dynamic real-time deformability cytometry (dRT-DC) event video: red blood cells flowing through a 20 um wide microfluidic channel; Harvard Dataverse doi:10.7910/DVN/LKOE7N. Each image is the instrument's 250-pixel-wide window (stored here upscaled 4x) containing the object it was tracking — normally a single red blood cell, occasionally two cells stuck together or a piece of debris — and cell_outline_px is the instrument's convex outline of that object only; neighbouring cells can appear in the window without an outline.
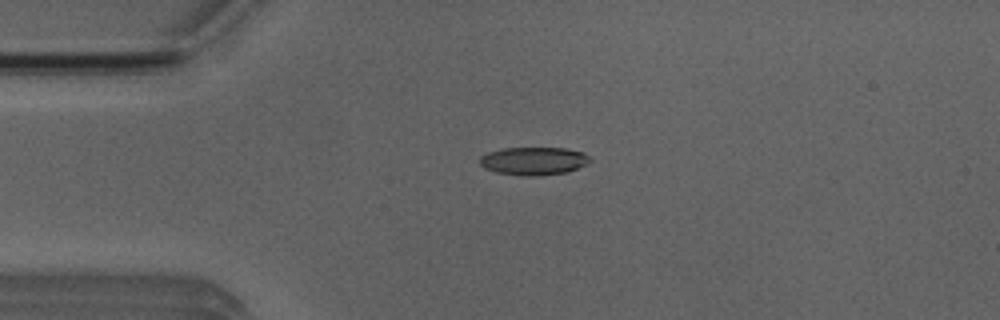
{"species": "Egyptian fruit bat (a non-hibernating species)", "species_latin": "Rousettus aegyptiacus", "temperature_condition": "room temperature", "stored_images_in_passage": 4, "camera_frame_rate_fps": 3000, "um_per_image_px": 0.085, "animal": {"sex": "male"}, "frame": {"image": 1, "passage_image": 3, "time_ms": 2.333, "image_size_px": [1000, 320], "cell_outline_px": [[592, 160], [568, 172], [536, 176], [528, 176], [496, 172], [484, 168], [480, 164], [480, 156], [488, 152], [504, 148], [564, 148], [584, 152]], "centroid_in_image_um": [45.35, 13.68], "position_along_channel_um": 39.7, "area_um2": 17.86}}